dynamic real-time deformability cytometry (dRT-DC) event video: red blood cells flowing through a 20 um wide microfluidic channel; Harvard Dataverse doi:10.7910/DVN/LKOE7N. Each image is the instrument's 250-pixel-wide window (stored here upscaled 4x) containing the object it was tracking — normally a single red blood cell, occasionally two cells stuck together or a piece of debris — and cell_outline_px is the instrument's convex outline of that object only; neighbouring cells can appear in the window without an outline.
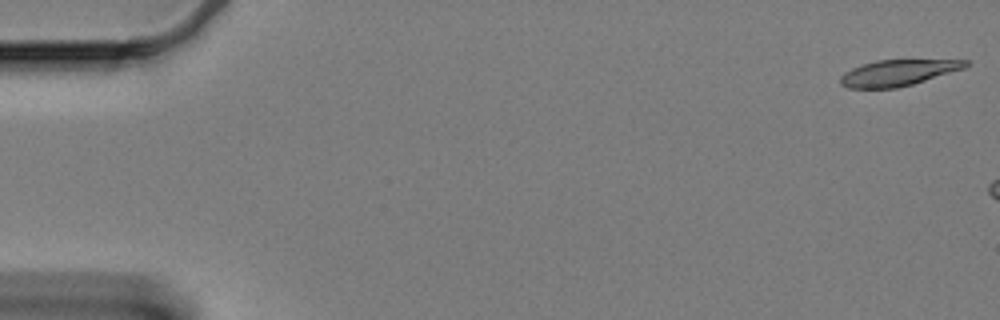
{"species": "Egyptian fruit bat (a non-hibernating species)", "species_latin": "Rousettus aegyptiacus", "temperature_condition": "cold", "stored_images_in_passage": 17, "camera_frame_rate_fps": 3000, "um_per_image_px": 0.085, "animal": {"sex": "female"}, "frame": {"image": 1, "passage_image": 1, "time_ms": 0.0, "image_size_px": [1000, 320], "cell_outline_px": [[968, 64], [964, 68], [912, 84], [896, 88], [848, 88], [840, 84], [840, 76], [844, 72], [852, 68], [876, 60], [968, 60]], "centroid_in_image_um": [76.28, 6.19], "position_along_channel_um": 8.7, "area_um2": 18.73}}